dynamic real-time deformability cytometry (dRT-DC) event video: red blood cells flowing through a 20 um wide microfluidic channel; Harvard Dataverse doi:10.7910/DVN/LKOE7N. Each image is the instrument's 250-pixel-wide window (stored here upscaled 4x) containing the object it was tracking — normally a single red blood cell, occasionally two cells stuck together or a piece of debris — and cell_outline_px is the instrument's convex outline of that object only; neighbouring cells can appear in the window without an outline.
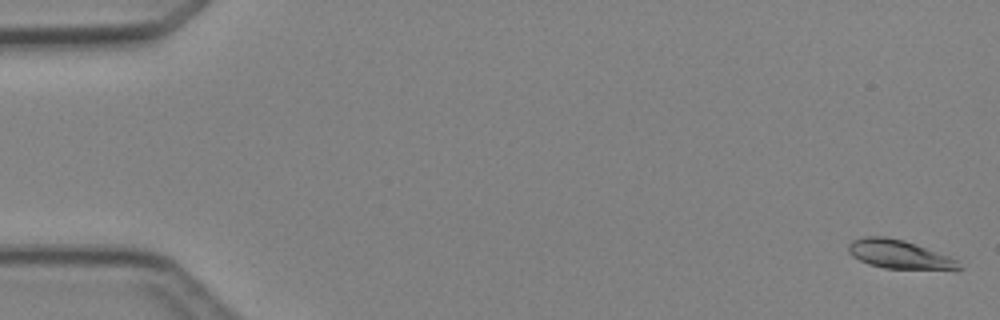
{"species": "Egyptian fruit bat (a non-hibernating species)", "species_latin": "Rousettus aegyptiacus", "temperature_condition": "cold", "stored_images_in_passage": 4, "camera_frame_rate_fps": 3000, "um_per_image_px": 0.085, "animal": {"sex": "female"}, "frame": {"image": 1, "passage_image": 1, "time_ms": 0.0, "image_size_px": [1000, 320], "cell_outline_px": [[964, 268], [956, 272], [884, 268], [868, 264], [852, 256], [848, 252], [848, 244], [852, 240], [864, 236], [884, 236], [904, 240], [916, 244], [948, 256], [956, 260]], "centroid_in_image_um": [76.51, 21.66], "position_along_channel_um": 8.5, "area_um2": 19.13}}
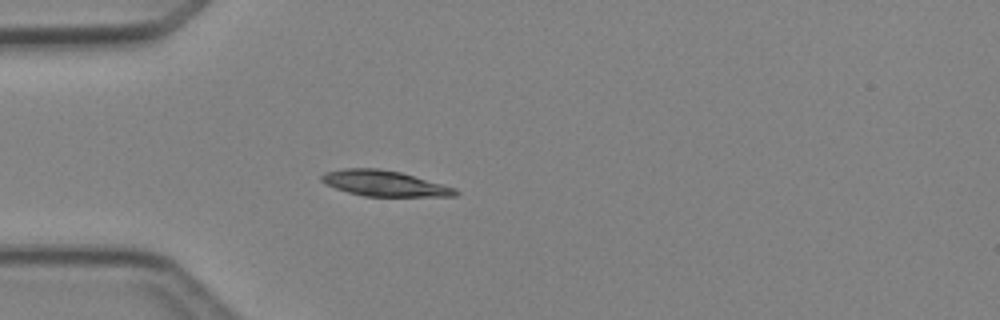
{"frame": {"image": 2, "passage_image": 4, "time_ms": 4.333, "image_size_px": [1000, 320], "cell_outline_px": [[460, 192], [456, 196], [364, 196], [348, 192], [324, 184], [320, 180], [320, 176], [324, 172], [344, 168], [376, 168], [400, 172], [456, 188]], "centroid_in_image_um": [32.64, 15.58], "position_along_channel_um": 52.4, "area_um2": 19.94}}